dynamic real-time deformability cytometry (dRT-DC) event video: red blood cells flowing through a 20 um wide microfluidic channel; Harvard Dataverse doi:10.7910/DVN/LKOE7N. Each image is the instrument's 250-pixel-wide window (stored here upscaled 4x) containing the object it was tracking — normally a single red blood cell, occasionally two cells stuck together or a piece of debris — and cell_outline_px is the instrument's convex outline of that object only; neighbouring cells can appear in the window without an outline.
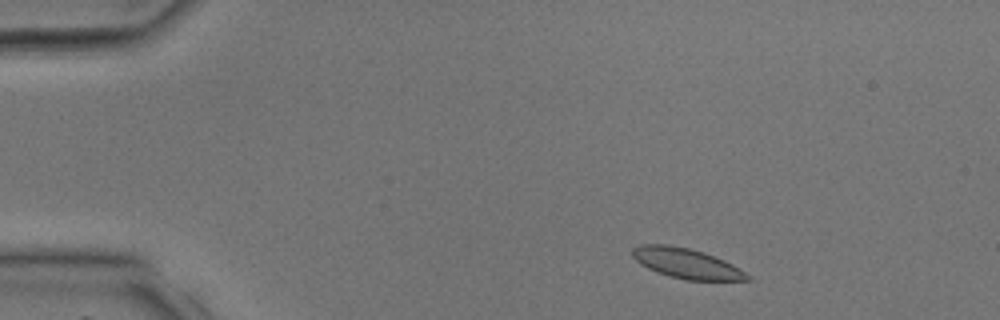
{"species": "common noctule bat (a hibernating species)", "species_latin": "Nyctalus noctula", "temperature_condition": "room temperature", "stored_images_in_passage": 26, "camera_frame_rate_fps": 3000, "um_per_image_px": 0.085, "animal": {"sex": "male", "body_mass_g": 17.9, "forearm_length_mm": 54.2}, "frame": {"image": 1, "passage_image": 3, "time_ms": 0.667, "image_size_px": [1000, 320], "cell_outline_px": [[752, 280], [684, 280], [668, 276], [648, 268], [640, 264], [632, 256], [632, 248], [640, 244], [668, 244], [688, 248], [704, 252], [724, 260], [732, 264], [752, 276]], "centroid_in_image_um": [58.35, 22.38], "position_along_channel_um": 26.7, "area_um2": 20.23}}
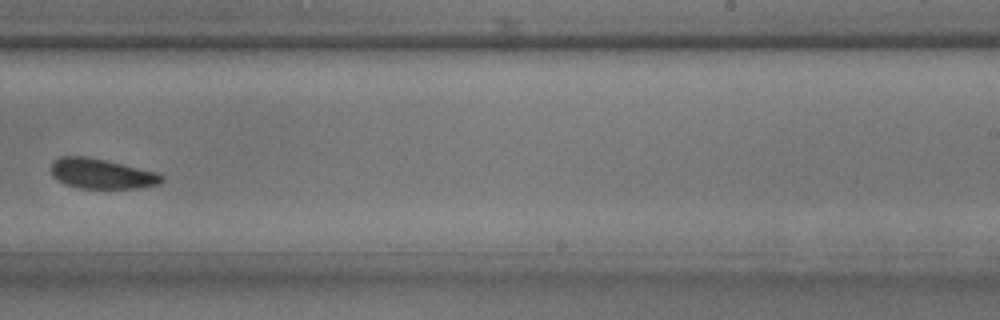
{"frame": {"image": 2, "passage_image": 22, "time_ms": 7.0, "image_size_px": [1000, 320], "cell_outline_px": [[164, 180], [160, 184], [136, 188], [80, 188], [64, 184], [56, 180], [52, 176], [48, 168], [52, 160], [60, 156], [88, 156], [156, 172], [164, 176]], "centroid_in_image_um": [8.56, 14.76], "position_along_channel_um": 280.4, "area_um2": 19.65}}
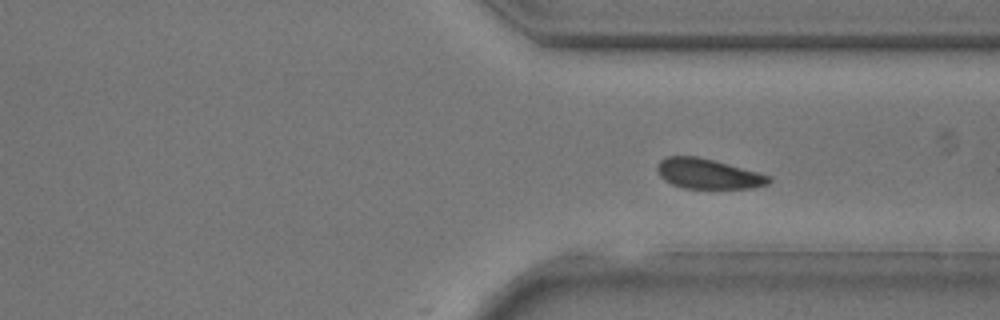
{"frame": {"image": 3, "passage_image": 26, "time_ms": 8.333, "image_size_px": [1000, 320], "cell_outline_px": [[772, 180], [768, 184], [752, 188], [684, 188], [672, 184], [664, 180], [660, 176], [656, 168], [660, 160], [668, 156], [696, 156], [728, 164], [772, 176]], "centroid_in_image_um": [60.18, 14.78], "position_along_channel_um": 351.2, "area_um2": 19.42}}